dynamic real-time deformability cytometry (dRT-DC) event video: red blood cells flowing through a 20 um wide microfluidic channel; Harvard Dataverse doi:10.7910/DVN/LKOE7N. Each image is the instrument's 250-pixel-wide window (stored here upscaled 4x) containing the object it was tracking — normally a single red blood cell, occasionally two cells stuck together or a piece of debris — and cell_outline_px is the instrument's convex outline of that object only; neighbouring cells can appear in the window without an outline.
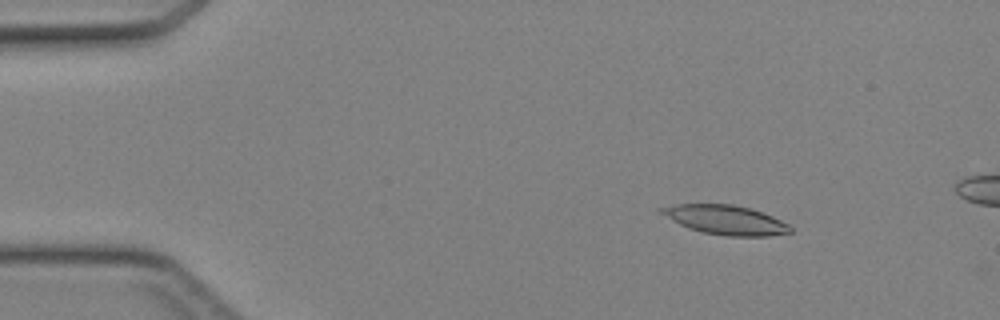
{"species": "Egyptian fruit bat (a non-hibernating species)", "species_latin": "Rousettus aegyptiacus", "temperature_condition": "cold", "stored_images_in_passage": 12, "camera_frame_rate_fps": 3000, "um_per_image_px": 0.085, "animal": {"sex": "female"}, "frame": {"image": 1, "passage_image": 6, "time_ms": 1.667, "image_size_px": [1000, 320], "cell_outline_px": [[792, 232], [768, 236], [724, 236], [704, 232], [688, 228], [656, 212], [656, 208], [676, 204], [732, 204], [752, 208], [772, 216], [788, 224], [792, 228]], "centroid_in_image_um": [61.63, 18.68], "position_along_channel_um": 23.4, "area_um2": 22.2}}